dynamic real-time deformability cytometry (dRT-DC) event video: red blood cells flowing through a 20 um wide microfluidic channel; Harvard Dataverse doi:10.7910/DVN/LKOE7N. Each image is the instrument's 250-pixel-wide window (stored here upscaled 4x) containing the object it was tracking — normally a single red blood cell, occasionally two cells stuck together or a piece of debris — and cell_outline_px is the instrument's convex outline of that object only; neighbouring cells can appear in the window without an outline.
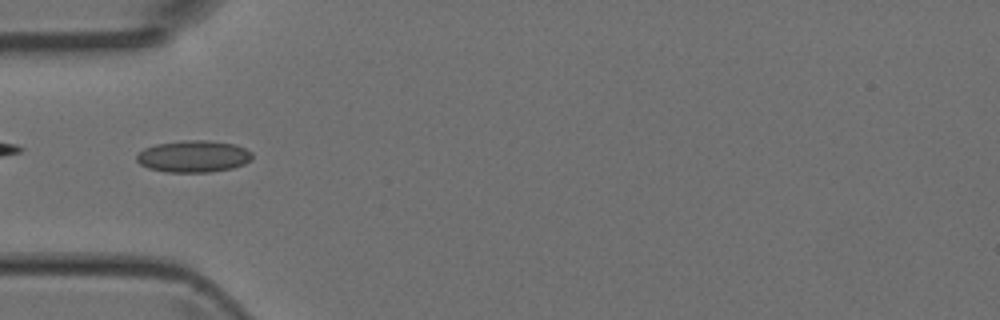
{"species": "Egyptian fruit bat (a non-hibernating species)", "species_latin": "Rousettus aegyptiacus", "temperature_condition": "room temperature", "stored_images_in_passage": 35, "camera_frame_rate_fps": 3000, "um_per_image_px": 0.085, "animal": {"sex": "female"}, "frame": {"image": 1, "passage_image": 2, "time_ms": 0.333, "image_size_px": [1000, 320], "cell_outline_px": [[252, 160], [244, 164], [232, 168], [208, 172], [164, 172], [148, 168], [140, 164], [136, 160], [136, 156], [144, 148], [156, 144], [184, 140], [208, 140], [236, 144], [252, 152]], "centroid_in_image_um": [16.45, 13.29], "position_along_channel_um": 68.5, "area_um2": 21.56}}
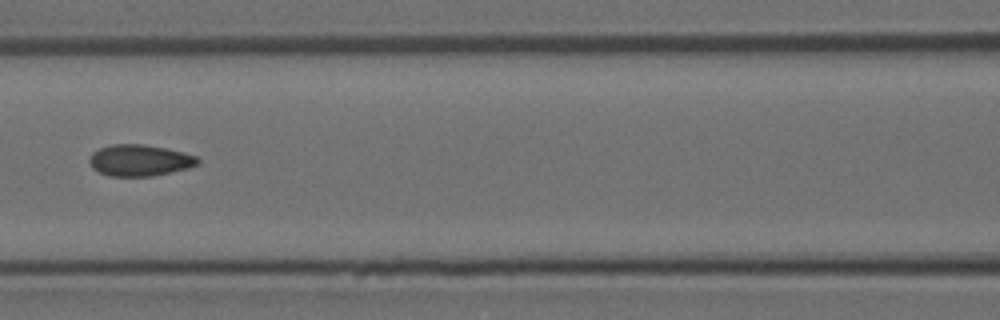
{"frame": {"image": 2, "passage_image": 8, "time_ms": 2.333, "image_size_px": [1000, 320], "cell_outline_px": [[200, 164], [188, 168], [152, 176], [108, 176], [92, 168], [88, 160], [92, 152], [100, 148], [112, 144], [144, 144], [184, 152], [196, 156], [200, 160]], "centroid_in_image_um": [11.87, 13.63], "position_along_channel_um": 154.7, "area_um2": 19.88}}
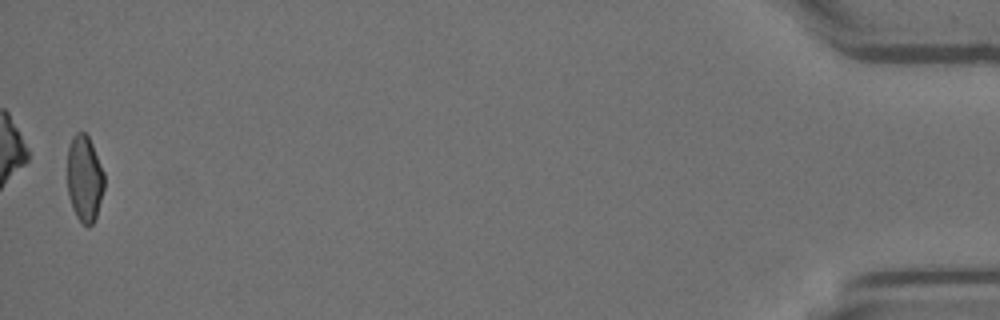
{"frame": {"image": 3, "passage_image": 34, "time_ms": 11.0, "image_size_px": [1000, 320], "cell_outline_px": [[104, 188], [96, 216], [92, 224], [88, 228], [76, 216], [72, 208], [68, 196], [68, 148], [72, 136], [76, 132], [84, 132], [88, 136], [92, 144], [104, 172]], "centroid_in_image_um": [7.18, 15.18], "position_along_channel_um": 428.0, "area_um2": 18.55}}